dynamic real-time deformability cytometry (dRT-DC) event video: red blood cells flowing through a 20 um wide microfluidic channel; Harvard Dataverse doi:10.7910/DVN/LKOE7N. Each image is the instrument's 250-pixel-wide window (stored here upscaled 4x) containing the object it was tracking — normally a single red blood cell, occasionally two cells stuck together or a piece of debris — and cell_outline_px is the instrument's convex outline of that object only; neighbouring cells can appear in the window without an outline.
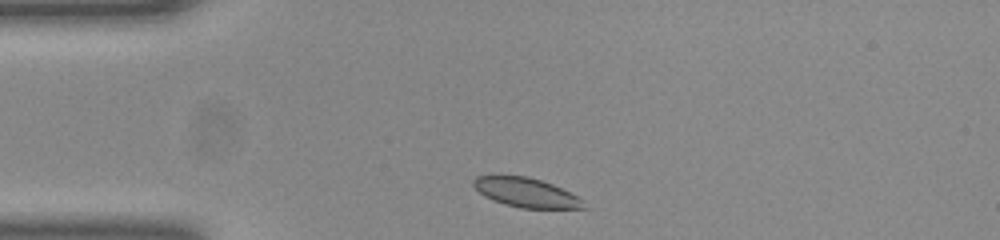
{"species": "common noctule bat (a hibernating species)", "species_latin": "Nyctalus noctula", "temperature_condition": "room temperature", "stored_images_in_passage": 32, "camera_frame_rate_fps": 3000, "um_per_image_px": 0.085, "animal": {"sex": "female", "body_mass_g": 23.0, "forearm_length_mm": 53.4}, "frame": {"image": 1, "passage_image": 1, "time_ms": 0.0, "image_size_px": [1000, 240], "cell_outline_px": [[588, 208], [520, 208], [504, 204], [492, 200], [484, 196], [472, 184], [472, 180], [476, 176], [528, 176], [552, 184], [584, 200]], "centroid_in_image_um": [44.71, 16.37], "position_along_channel_um": 40.3, "area_um2": 18.67}}
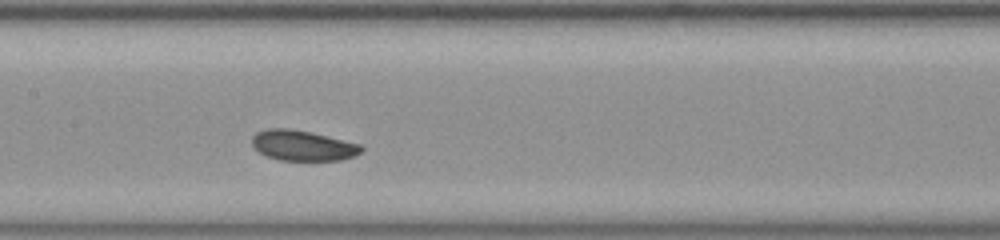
{"frame": {"image": 2, "passage_image": 14, "time_ms": 4.333, "image_size_px": [1000, 240], "cell_outline_px": [[364, 148], [356, 156], [340, 160], [280, 160], [268, 156], [260, 152], [252, 144], [252, 136], [256, 132], [268, 128], [288, 128], [312, 132], [364, 144]], "centroid_in_image_um": [25.79, 12.35], "position_along_channel_um": 181.6, "area_um2": 19.54}}
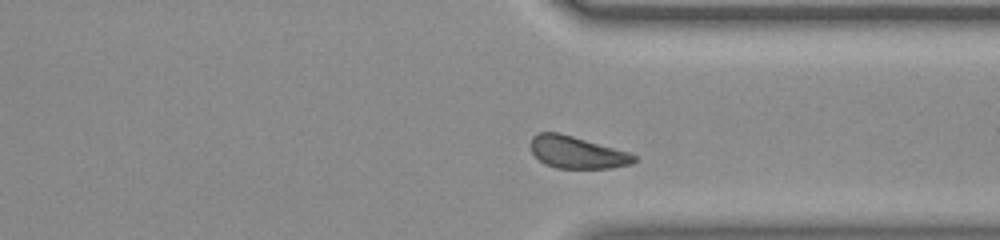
{"frame": {"image": 3, "passage_image": 28, "time_ms": 9.0, "image_size_px": [1000, 240], "cell_outline_px": [[636, 160], [632, 164], [612, 168], [556, 168], [544, 164], [532, 152], [532, 136], [536, 132], [560, 132], [628, 152], [636, 156]], "centroid_in_image_um": [49.04, 12.95], "position_along_channel_um": 362.4, "area_um2": 19.31}, "authors_computed_cell_mechanics": {"area_um2": 19.652, "velocity_mm_per_s": 3.8722, "shape_relaxation_time_tau1_ms": 5.094, "shape_relaxation_time_tau2_ms": 5.4032, "deformation_change_tau1": 0.0926, "deformation_change_tau2": 0.077}}